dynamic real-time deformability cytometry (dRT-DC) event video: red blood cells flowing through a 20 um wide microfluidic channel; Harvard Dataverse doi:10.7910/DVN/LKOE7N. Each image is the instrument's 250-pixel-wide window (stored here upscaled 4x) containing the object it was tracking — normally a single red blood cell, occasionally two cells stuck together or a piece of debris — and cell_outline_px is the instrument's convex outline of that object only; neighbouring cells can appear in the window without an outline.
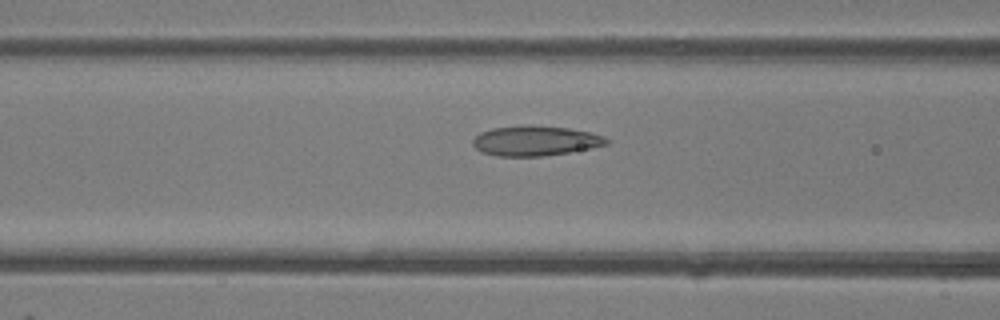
{"species": "common noctule bat (a hibernating species)", "species_latin": "Nyctalus noctula", "temperature_condition": "room temperature", "stored_images_in_passage": 47, "camera_frame_rate_fps": 3000, "um_per_image_px": 0.085, "animal": {"sex": "female"}, "frame": {"image": 1, "passage_image": 19, "time_ms": 6.0, "image_size_px": [1000, 320], "cell_outline_px": [[608, 144], [592, 148], [544, 156], [496, 156], [480, 152], [472, 144], [472, 140], [480, 132], [492, 128], [524, 124], [528, 124], [568, 128], [588, 132], [604, 136], [608, 140]], "centroid_in_image_um": [45.46, 11.96], "position_along_channel_um": 121.1, "area_um2": 23.52}}
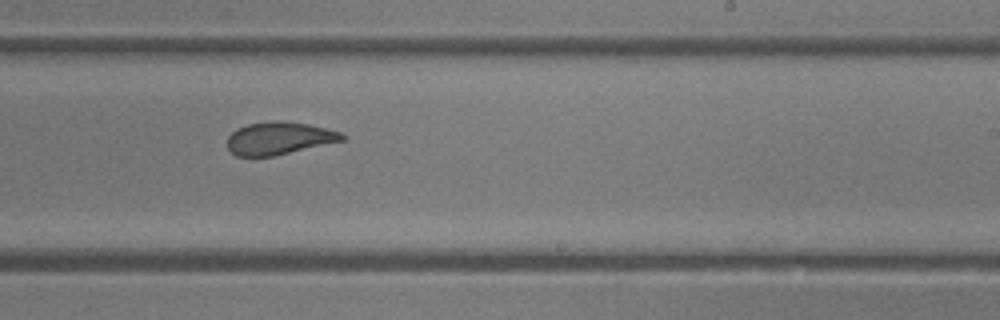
{"frame": {"image": 2, "passage_image": 29, "time_ms": 9.333, "image_size_px": [1000, 320], "cell_outline_px": [[344, 140], [272, 156], [236, 156], [228, 148], [228, 136], [236, 128], [248, 124], [276, 120], [280, 120], [308, 124], [340, 132], [344, 136]], "centroid_in_image_um": [23.68, 11.74], "position_along_channel_um": 265.3, "area_um2": 21.5}}
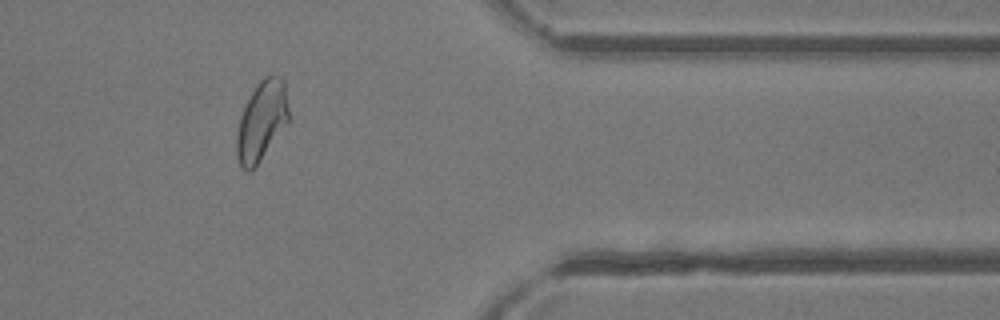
{"frame": {"image": 3, "passage_image": 39, "time_ms": 12.667, "image_size_px": [1000, 320], "cell_outline_px": [[288, 124], [252, 172], [248, 172], [240, 164], [236, 156], [236, 136], [240, 116], [256, 84], [264, 76], [280, 76], [284, 84], [288, 108]], "centroid_in_image_um": [22.23, 10.33], "position_along_channel_um": 389.2, "area_um2": 24.1}, "authors_computed_cell_mechanics": {"area_um2": 24.7384, "velocity_mm_per_s": 4.3372, "shape_relaxation_time_tau1_ms": 5.3592, "shape_relaxation_time_tau2_ms": 1.533, "deformation_change_tau1": 0.1638, "deformation_change_tau2": 0.0721}}